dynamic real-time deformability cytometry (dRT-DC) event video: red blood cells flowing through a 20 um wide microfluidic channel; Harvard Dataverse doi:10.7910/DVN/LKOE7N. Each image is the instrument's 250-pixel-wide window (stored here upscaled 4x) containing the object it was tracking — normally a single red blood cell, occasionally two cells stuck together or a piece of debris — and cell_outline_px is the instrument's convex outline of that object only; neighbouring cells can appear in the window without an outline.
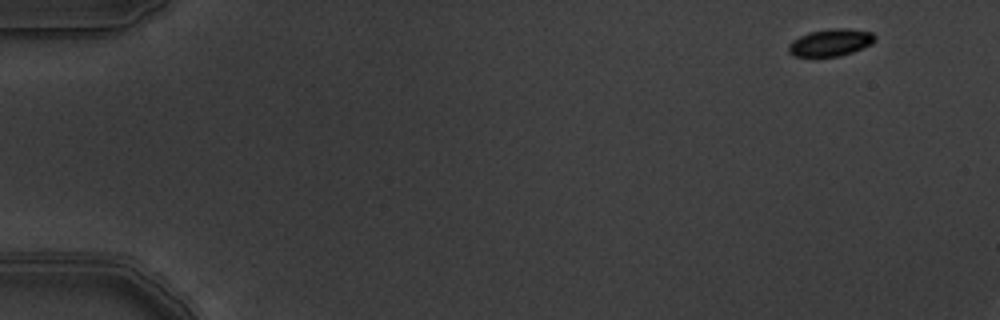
{"species": "common noctule bat (a hibernating species)", "species_latin": "Nyctalus noctula", "temperature_condition": "warm", "stored_images_in_passage": 5, "camera_frame_rate_fps": 3000, "um_per_image_px": 0.085, "animal": {"sex": "male", "body_mass_g": 19.5, "forearm_length_mm": 54.6}, "frame": {"image": 1, "passage_image": 1, "time_ms": 0.0, "image_size_px": [1000, 320], "cell_outline_px": [[876, 40], [872, 44], [852, 52], [840, 56], [792, 56], [788, 52], [788, 44], [792, 40], [808, 32], [832, 28], [848, 28], [872, 32], [876, 36]], "centroid_in_image_um": [70.6, 3.6], "position_along_channel_um": 14.4, "area_um2": 13.81}}